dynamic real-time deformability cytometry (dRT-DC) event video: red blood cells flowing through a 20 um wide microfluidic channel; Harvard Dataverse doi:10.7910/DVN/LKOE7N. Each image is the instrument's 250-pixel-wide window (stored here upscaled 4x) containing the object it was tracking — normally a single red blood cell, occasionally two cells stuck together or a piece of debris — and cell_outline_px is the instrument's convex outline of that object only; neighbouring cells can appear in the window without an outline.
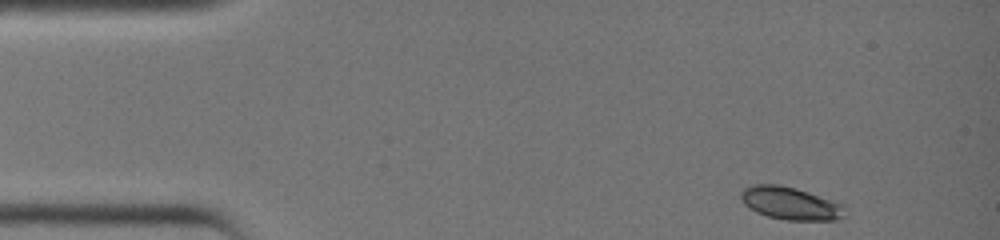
{"species": "common noctule bat (a hibernating species)", "species_latin": "Nyctalus noctula", "temperature_condition": "warm", "stored_images_in_passage": 33, "camera_frame_rate_fps": 3000, "um_per_image_px": 0.085, "animal": {"sex": "female", "body_mass_g": 19.0, "forearm_length_mm": 51.5}, "frame": {"image": 1, "passage_image": 1, "time_ms": 0.0, "image_size_px": [1000, 240], "cell_outline_px": [[844, 216], [836, 220], [784, 220], [768, 216], [756, 212], [748, 208], [744, 204], [740, 196], [740, 192], [744, 188], [752, 184], [780, 184], [796, 188], [808, 192], [840, 204], [844, 208]], "centroid_in_image_um": [67.11, 17.28], "position_along_channel_um": 17.9, "area_um2": 19.71}}
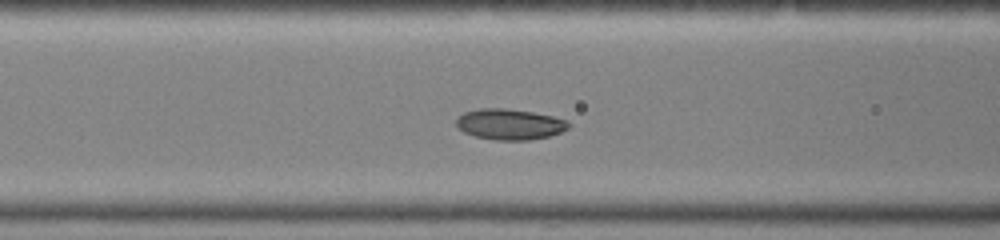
{"frame": {"image": 2, "passage_image": 13, "time_ms": 4.0, "image_size_px": [1000, 240], "cell_outline_px": [[572, 124], [568, 128], [560, 132], [548, 136], [528, 140], [496, 140], [476, 136], [464, 132], [456, 124], [456, 120], [464, 112], [480, 108], [504, 108], [532, 112], [552, 116], [568, 120]], "centroid_in_image_um": [43.35, 10.56], "position_along_channel_um": 123.3, "area_um2": 20.0}}
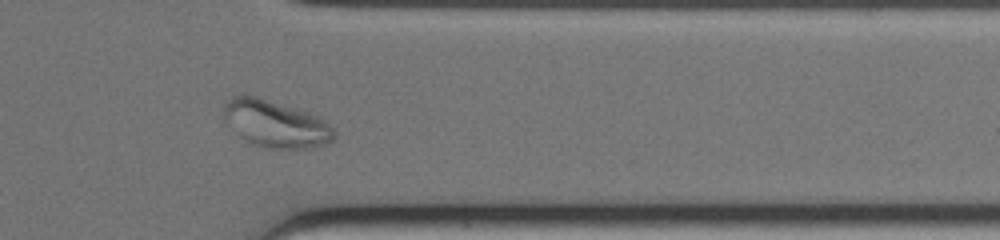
{"frame": {"image": 3, "passage_image": 29, "time_ms": 9.333, "image_size_px": [1000, 240], "cell_outline_px": [[336, 140], [328, 144], [308, 148], [264, 148], [244, 140], [224, 120], [224, 100], [240, 92], [256, 96], [308, 112], [324, 120], [336, 132]], "centroid_in_image_um": [23.4, 10.51], "position_along_channel_um": 388.0, "area_um2": 30.58}}